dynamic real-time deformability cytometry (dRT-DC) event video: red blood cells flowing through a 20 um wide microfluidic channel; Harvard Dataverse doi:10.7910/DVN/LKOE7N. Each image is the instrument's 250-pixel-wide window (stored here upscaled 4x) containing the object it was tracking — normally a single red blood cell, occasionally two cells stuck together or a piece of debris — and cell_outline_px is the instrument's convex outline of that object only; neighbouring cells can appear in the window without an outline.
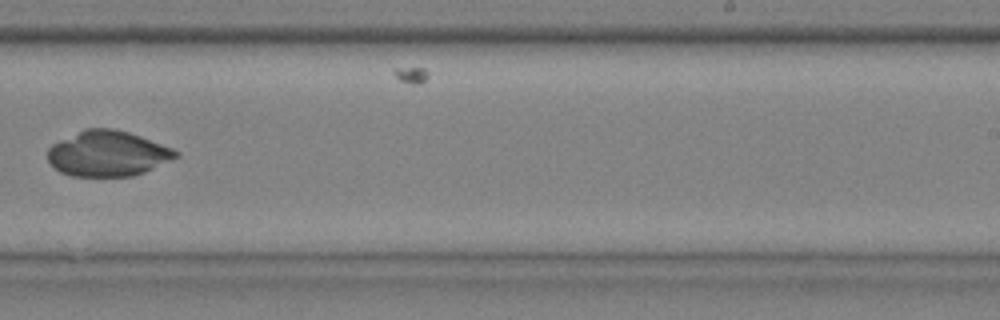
{"species": "common noctule bat (a hibernating species)", "species_latin": "Nyctalus noctula", "temperature_condition": "cold", "stored_images_in_passage": 10, "camera_frame_rate_fps": 3000, "um_per_image_px": 0.085, "animal": {"sex": "male", "body_mass_g": 20.4}, "frame": {"image": 1, "passage_image": 9, "time_ms": 2.667, "image_size_px": [1000, 320], "cell_outline_px": [[180, 156], [144, 172], [132, 176], [72, 176], [60, 172], [48, 160], [48, 148], [52, 144], [84, 128], [112, 128], [128, 132], [140, 136], [172, 148], [180, 152]], "centroid_in_image_um": [9.16, 13.05], "position_along_channel_um": 279.8, "area_um2": 33.81}}